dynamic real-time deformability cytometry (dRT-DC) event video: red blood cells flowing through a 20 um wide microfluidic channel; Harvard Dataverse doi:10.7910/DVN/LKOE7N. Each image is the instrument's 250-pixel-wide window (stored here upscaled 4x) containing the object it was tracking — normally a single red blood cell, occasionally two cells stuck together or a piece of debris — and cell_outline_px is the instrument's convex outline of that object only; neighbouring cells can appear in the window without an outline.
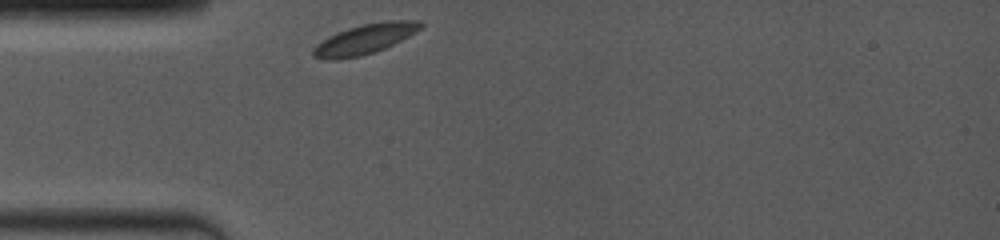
{"species": "common noctule bat (a hibernating species)", "species_latin": "Nyctalus noctula", "temperature_condition": "room temperature", "stored_images_in_passage": 15, "camera_frame_rate_fps": 4000, "um_per_image_px": 0.085, "animal": {"sex": "female", "body_mass_g": 19.0, "forearm_length_mm": 53.3}, "frame": {"image": 1, "passage_image": 1, "time_ms": 0.0, "image_size_px": [1000, 240], "cell_outline_px": [[424, 24], [420, 28], [408, 36], [384, 48], [360, 56], [336, 60], [324, 60], [312, 56], [312, 48], [316, 44], [328, 36], [336, 32], [348, 28], [364, 24], [388, 20], [420, 20]], "centroid_in_image_um": [30.95, 3.32], "position_along_channel_um": 54.1, "area_um2": 18.67}}
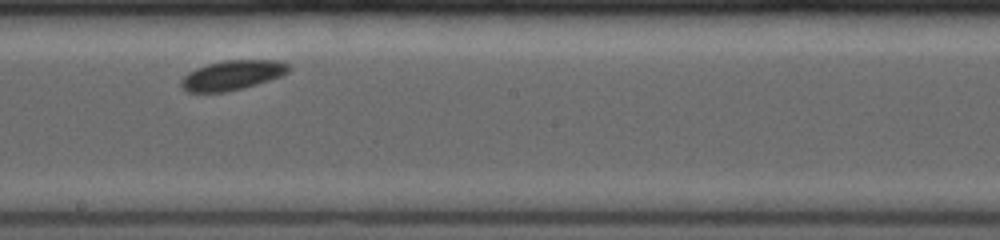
{"frame": {"image": 2, "passage_image": 9, "time_ms": 4.75, "image_size_px": [1000, 240], "cell_outline_px": [[292, 68], [288, 72], [280, 76], [244, 88], [224, 92], [188, 92], [180, 88], [180, 80], [188, 72], [196, 68], [208, 64], [224, 60], [280, 60], [292, 64]], "centroid_in_image_um": [19.75, 6.38], "position_along_channel_um": 228.4, "area_um2": 18.79}}
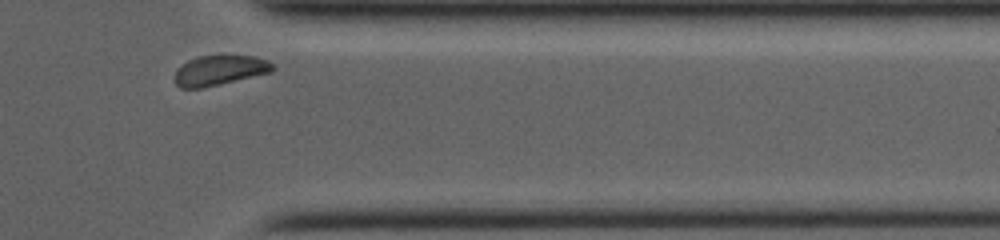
{"frame": {"image": 3, "passage_image": 15, "time_ms": 9.0, "image_size_px": [1000, 240], "cell_outline_px": [[276, 68], [272, 72], [204, 88], [180, 88], [176, 84], [176, 72], [188, 60], [200, 56], [256, 56], [268, 60]], "centroid_in_image_um": [18.72, 5.99], "position_along_channel_um": 392.7, "area_um2": 16.94}}